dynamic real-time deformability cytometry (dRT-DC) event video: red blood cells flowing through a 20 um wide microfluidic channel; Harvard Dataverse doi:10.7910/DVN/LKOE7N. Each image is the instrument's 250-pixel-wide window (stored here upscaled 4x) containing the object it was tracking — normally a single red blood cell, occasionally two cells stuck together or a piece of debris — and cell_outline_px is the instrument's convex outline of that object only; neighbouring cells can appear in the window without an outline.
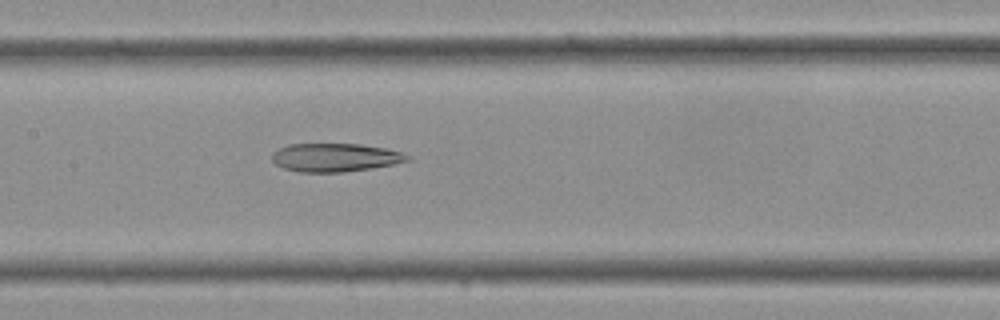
{"species": "Egyptian fruit bat (a non-hibernating species)", "species_latin": "Rousettus aegyptiacus", "temperature_condition": "cold", "stored_images_in_passage": 26, "camera_frame_rate_fps": 3000, "um_per_image_px": 0.085, "frame": {"image": 1, "passage_image": 7, "time_ms": 2.0, "image_size_px": [1000, 320], "cell_outline_px": [[412, 160], [372, 168], [344, 172], [300, 172], [284, 168], [276, 164], [272, 160], [272, 152], [288, 144], [360, 144], [388, 148], [412, 156]], "centroid_in_image_um": [28.52, 13.38], "position_along_channel_um": 178.9, "area_um2": 22.48}}
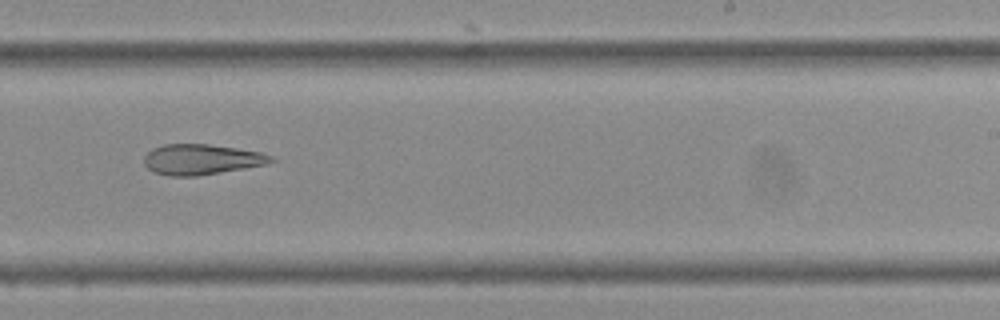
{"frame": {"image": 2, "passage_image": 12, "time_ms": 3.667, "image_size_px": [1000, 320], "cell_outline_px": [[276, 160], [264, 164], [244, 168], [196, 176], [168, 176], [156, 172], [148, 168], [144, 164], [144, 156], [152, 148], [164, 144], [208, 144], [236, 148], [260, 152], [272, 156]], "centroid_in_image_um": [17.09, 13.54], "position_along_channel_um": 271.9, "area_um2": 22.31}}
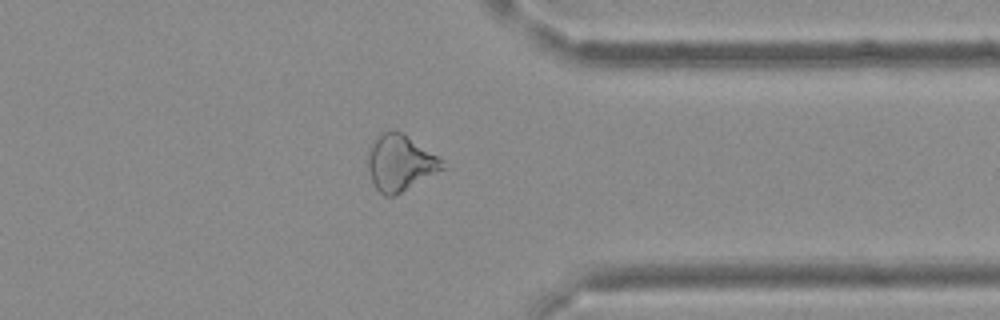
{"frame": {"image": 3, "passage_image": 18, "time_ms": 5.667, "image_size_px": [1000, 320], "cell_outline_px": [[452, 164], [448, 168], [392, 196], [384, 196], [376, 188], [372, 180], [368, 168], [368, 148], [384, 132], [392, 128], [400, 132]], "centroid_in_image_um": [34.09, 13.85], "position_along_channel_um": 377.3, "area_um2": 24.39}}